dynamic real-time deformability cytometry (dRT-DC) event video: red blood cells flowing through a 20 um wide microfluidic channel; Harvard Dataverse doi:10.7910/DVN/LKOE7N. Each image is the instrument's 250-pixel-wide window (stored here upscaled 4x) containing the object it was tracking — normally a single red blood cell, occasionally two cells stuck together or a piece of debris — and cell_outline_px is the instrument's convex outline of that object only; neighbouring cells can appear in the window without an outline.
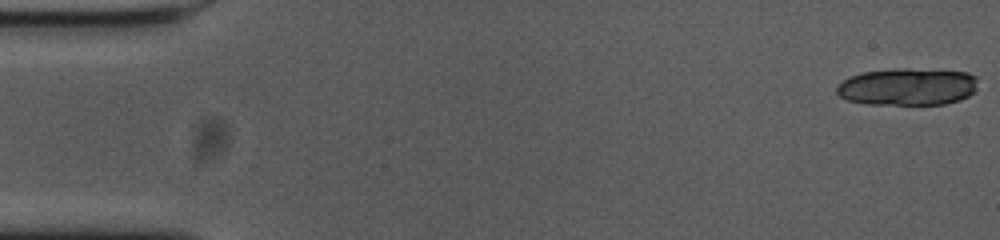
{"species": "common noctule bat (a hibernating species)", "species_latin": "Nyctalus noctula", "temperature_condition": "cold", "stored_images_in_passage": 19, "camera_frame_rate_fps": 3000, "um_per_image_px": 0.085, "animal": {"sex": "female", "body_mass_g": 23.0, "forearm_length_mm": 53.4}, "frame": {"image": 1, "passage_image": 1, "time_ms": 0.0, "image_size_px": [1000, 240], "cell_outline_px": [[976, 88], [968, 96], [960, 100], [944, 104], [868, 104], [848, 100], [840, 96], [836, 92], [836, 88], [844, 80], [852, 76], [864, 72], [896, 68], [908, 68], [968, 72], [976, 76]], "centroid_in_image_um": [77.16, 7.37], "position_along_channel_um": 7.8, "area_um2": 30.52}}